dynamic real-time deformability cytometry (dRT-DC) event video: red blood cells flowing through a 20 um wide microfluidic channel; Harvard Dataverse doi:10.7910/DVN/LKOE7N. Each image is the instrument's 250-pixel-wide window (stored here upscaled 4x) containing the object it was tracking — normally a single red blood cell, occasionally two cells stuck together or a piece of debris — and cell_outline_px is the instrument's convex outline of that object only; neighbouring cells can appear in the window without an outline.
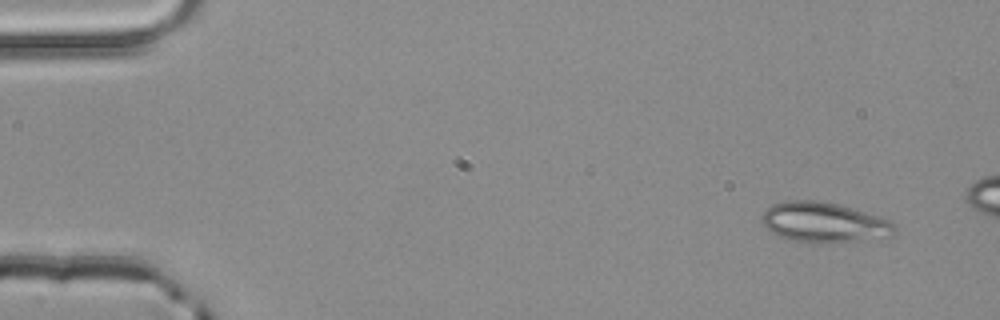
{"species": "common noctule bat (a hibernating species)", "species_latin": "Nyctalus noctula", "temperature_condition": "room temperature", "stored_images_in_passage": 3, "camera_frame_rate_fps": 3000, "um_per_image_px": 0.085, "animal": {"sex": "male", "body_mass_g": 20.4}, "frame": {"image": 1, "passage_image": 1, "time_ms": 0.0, "image_size_px": [1000, 320], "cell_outline_px": [[896, 232], [892, 236], [828, 244], [796, 240], [780, 236], [764, 228], [760, 220], [760, 216], [772, 204], [788, 200], [816, 200], [836, 204], [852, 208], [892, 220], [896, 228]], "centroid_in_image_um": [70.04, 18.9], "position_along_channel_um": 15.0, "area_um2": 31.15}}